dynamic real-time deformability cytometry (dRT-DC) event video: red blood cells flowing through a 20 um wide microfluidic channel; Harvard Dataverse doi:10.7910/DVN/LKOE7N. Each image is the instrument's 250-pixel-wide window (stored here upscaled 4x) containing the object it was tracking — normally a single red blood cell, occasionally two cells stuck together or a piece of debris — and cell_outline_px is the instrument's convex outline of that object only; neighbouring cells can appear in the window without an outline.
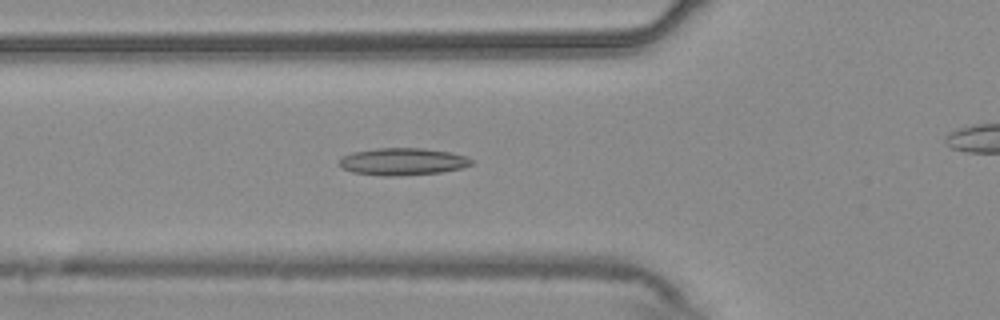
{"species": "common noctule bat (a hibernating species)", "species_latin": "Nyctalus noctula", "temperature_condition": "warm", "stored_images_in_passage": 48, "camera_frame_rate_fps": 3000, "um_per_image_px": 0.085, "animal": {"sex": "male", "body_mass_g": 20.4}, "frame": {"image": 1, "passage_image": 20, "time_ms": 6.333, "image_size_px": [1000, 320], "cell_outline_px": [[472, 164], [464, 168], [440, 172], [400, 176], [380, 176], [352, 172], [340, 168], [336, 164], [340, 156], [352, 152], [376, 148], [424, 148], [448, 152], [468, 156], [472, 160]], "centroid_in_image_um": [34.16, 13.74], "position_along_channel_um": 91.6, "area_um2": 21.39}}
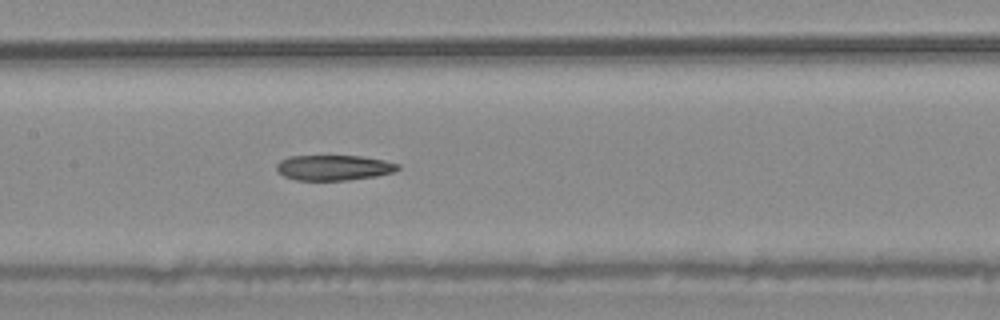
{"frame": {"image": 2, "passage_image": 27, "time_ms": 8.667, "image_size_px": [1000, 320], "cell_outline_px": [[400, 168], [392, 172], [376, 176], [348, 180], [296, 180], [284, 176], [276, 168], [276, 164], [280, 160], [288, 156], [360, 156], [384, 160], [400, 164]], "centroid_in_image_um": [28.37, 14.25], "position_along_channel_um": 179.0, "area_um2": 17.86}}
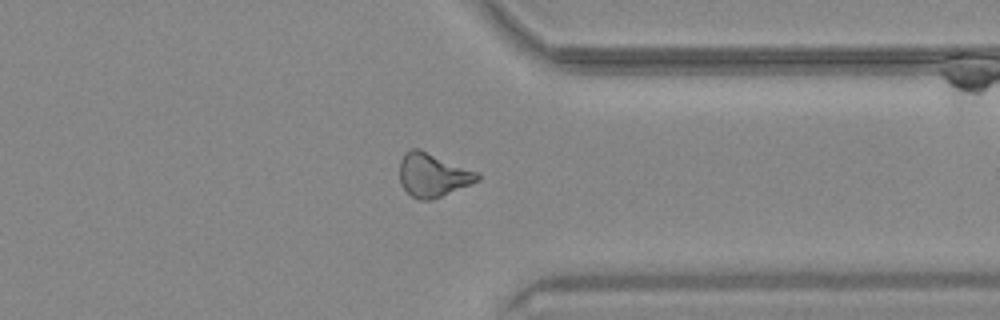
{"frame": {"image": 3, "passage_image": 43, "time_ms": 14.0, "image_size_px": [1000, 320], "cell_outline_px": [[480, 180], [432, 200], [420, 200], [412, 196], [400, 184], [400, 160], [404, 152], [412, 148], [420, 148], [480, 172]], "centroid_in_image_um": [36.8, 14.85], "position_along_channel_um": 374.6, "area_um2": 20.06}}